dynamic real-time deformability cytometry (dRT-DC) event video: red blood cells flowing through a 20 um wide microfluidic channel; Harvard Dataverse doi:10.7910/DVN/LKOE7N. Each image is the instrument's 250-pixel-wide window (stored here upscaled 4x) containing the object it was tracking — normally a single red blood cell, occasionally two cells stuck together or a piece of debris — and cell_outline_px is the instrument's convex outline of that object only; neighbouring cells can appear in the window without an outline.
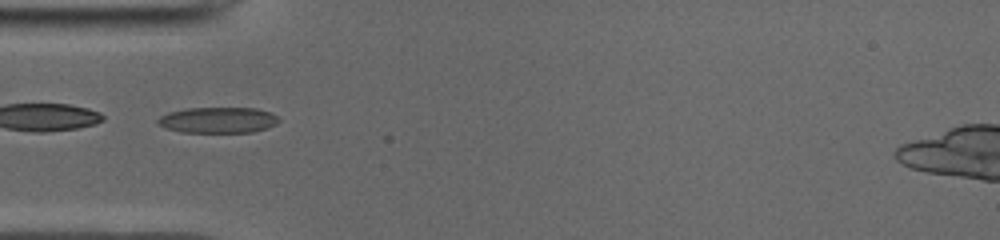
{"species": "common noctule bat (a hibernating species)", "species_latin": "Nyctalus noctula", "temperature_condition": "cold", "stored_images_in_passage": 49, "camera_frame_rate_fps": 3000, "um_per_image_px": 0.085, "animal": {"sex": "male", "body_mass_g": 19.0, "forearm_length_mm": 50.8}, "frame": {"image": 1, "passage_image": 15, "time_ms": 4.667, "image_size_px": [1000, 240], "cell_outline_px": [[280, 120], [276, 124], [268, 128], [252, 132], [180, 132], [164, 128], [156, 120], [160, 116], [168, 112], [188, 108], [256, 108], [272, 112]], "centroid_in_image_um": [18.54, 10.2], "position_along_channel_um": 66.5, "area_um2": 18.32}, "authors_computed_cell_mechanics": {"area_um2": 18.496, "velocity_mm_per_s": 3.9558, "shape_relaxation_time_tau1_ms": null, "shape_relaxation_time_tau2_ms": 4.0199, "deformation_change_tau1": null, "deformation_change_tau2": 0.0985}}